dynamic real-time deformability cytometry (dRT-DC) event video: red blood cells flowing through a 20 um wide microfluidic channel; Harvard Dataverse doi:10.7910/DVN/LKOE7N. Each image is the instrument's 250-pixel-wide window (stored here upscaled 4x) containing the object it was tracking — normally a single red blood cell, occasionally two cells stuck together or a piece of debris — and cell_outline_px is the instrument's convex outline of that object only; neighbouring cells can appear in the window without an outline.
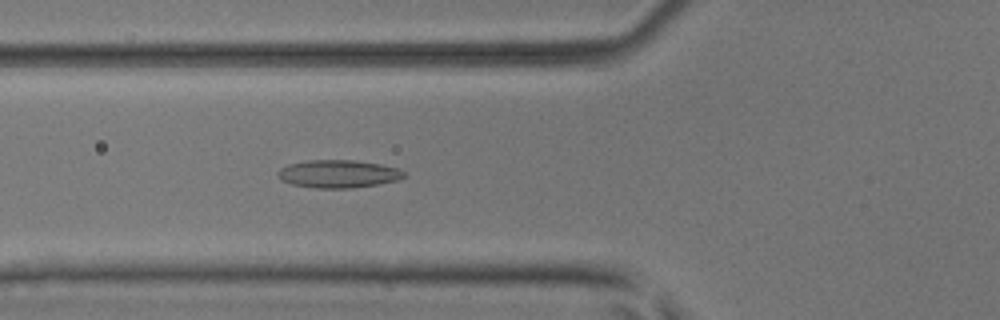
{"species": "common noctule bat (a hibernating species)", "species_latin": "Nyctalus noctula", "temperature_condition": "room temperature", "stored_images_in_passage": 53, "camera_frame_rate_fps": 3000, "um_per_image_px": 0.085, "animal": {"sex": "male", "body_mass_g": 17.9, "forearm_length_mm": 54.2}, "frame": {"image": 1, "passage_image": 20, "time_ms": 6.333, "image_size_px": [1000, 320], "cell_outline_px": [[404, 176], [396, 180], [376, 184], [352, 188], [316, 188], [292, 184], [280, 180], [276, 172], [280, 168], [288, 164], [308, 160], [356, 160], [380, 164], [400, 168], [404, 172]], "centroid_in_image_um": [28.72, 14.77], "position_along_channel_um": 97.1, "area_um2": 20.46}}
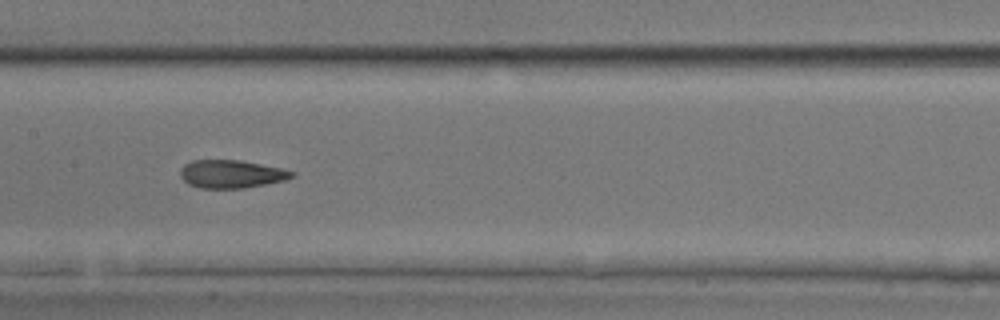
{"frame": {"image": 2, "passage_image": 27, "time_ms": 8.667, "image_size_px": [1000, 320], "cell_outline_px": [[296, 172], [292, 176], [284, 180], [244, 188], [200, 188], [188, 184], [180, 176], [180, 168], [184, 164], [192, 160], [240, 160], [280, 168]], "centroid_in_image_um": [19.61, 14.79], "position_along_channel_um": 187.8, "area_um2": 18.09}}
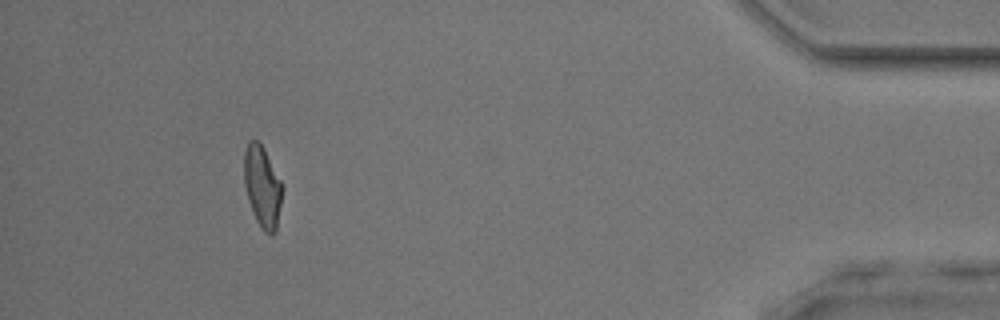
{"frame": {"image": 3, "passage_image": 49, "time_ms": 16.0, "image_size_px": [1000, 320], "cell_outline_px": [[284, 188], [276, 232], [272, 236], [264, 232], [260, 228], [256, 220], [248, 200], [244, 184], [244, 152], [248, 140], [256, 140], [264, 148], [284, 184]], "centroid_in_image_um": [22.33, 15.88], "position_along_channel_um": 412.9, "area_um2": 18.61}, "authors_computed_cell_mechanics": {"area_um2": 18.785, "velocity_mm_per_s": 3.8844, "shape_relaxation_time_tau1_ms": null, "shape_relaxation_time_tau2_ms": 1.8009, "deformation_change_tau1": null, "deformation_change_tau2": 0.1028}}